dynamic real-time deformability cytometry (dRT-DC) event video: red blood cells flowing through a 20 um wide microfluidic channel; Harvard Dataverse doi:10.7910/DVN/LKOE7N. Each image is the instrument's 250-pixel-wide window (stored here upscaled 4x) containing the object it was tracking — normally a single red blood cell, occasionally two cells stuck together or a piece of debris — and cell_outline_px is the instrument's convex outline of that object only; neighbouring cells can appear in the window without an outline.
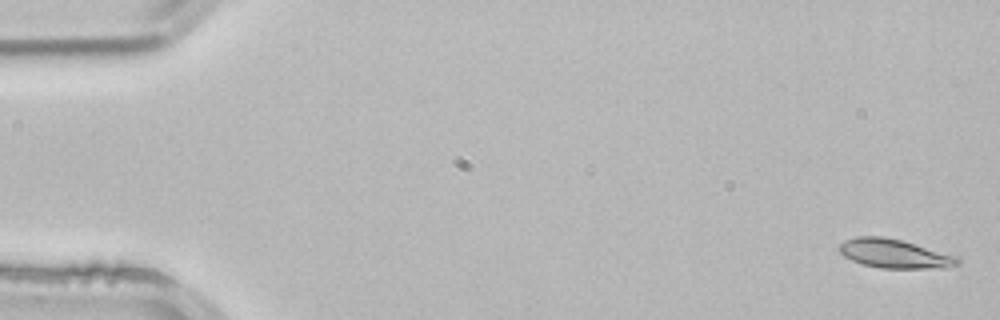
{"species": "common noctule bat (a hibernating species)", "species_latin": "Nyctalus noctula", "temperature_condition": "room temperature", "stored_images_in_passage": 3, "camera_frame_rate_fps": 3000, "um_per_image_px": 0.085, "animal": {"sex": "male", "body_mass_g": 21.5, "forearm_length_mm": 52.0}, "frame": {"image": 1, "passage_image": 1, "time_ms": 0.0, "image_size_px": [1000, 320], "cell_outline_px": [[960, 264], [948, 268], [880, 268], [864, 264], [852, 260], [844, 256], [836, 248], [840, 244], [856, 236], [880, 236], [900, 240], [960, 256]], "centroid_in_image_um": [76.09, 21.57], "position_along_channel_um": 8.9, "area_um2": 20.0}}
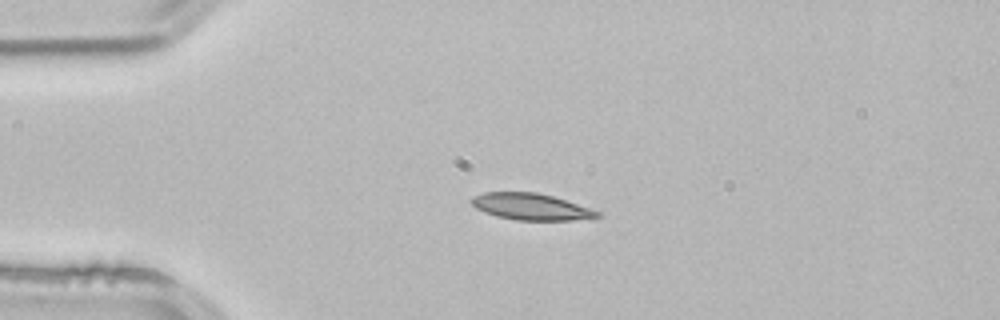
{"frame": {"image": 2, "passage_image": 3, "time_ms": 0.667, "image_size_px": [1000, 320], "cell_outline_px": [[604, 216], [572, 220], [516, 220], [496, 216], [484, 212], [476, 208], [472, 204], [472, 196], [484, 192], [536, 192], [552, 196], [600, 212]], "centroid_in_image_um": [45.1, 17.57], "position_along_channel_um": 39.9, "area_um2": 19.25}}